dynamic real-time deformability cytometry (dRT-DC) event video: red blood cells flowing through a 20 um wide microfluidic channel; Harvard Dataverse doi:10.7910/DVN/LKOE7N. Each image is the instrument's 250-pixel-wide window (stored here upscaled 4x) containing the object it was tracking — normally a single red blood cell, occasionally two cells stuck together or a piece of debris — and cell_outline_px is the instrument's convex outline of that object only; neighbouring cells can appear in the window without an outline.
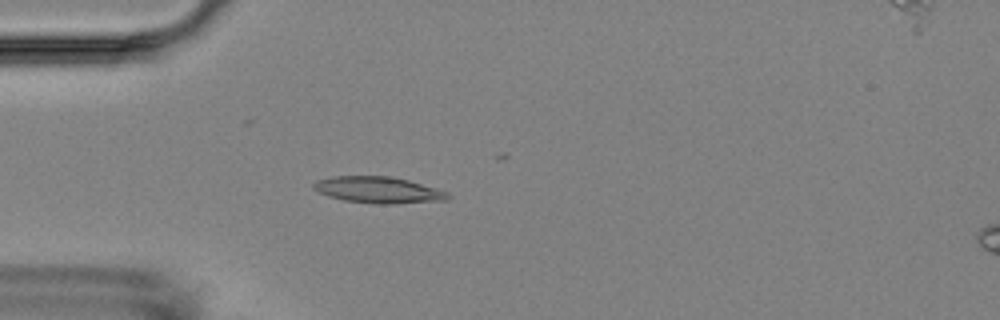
{"species": "Egyptian fruit bat (a non-hibernating species)", "species_latin": "Rousettus aegyptiacus", "temperature_condition": "room temperature", "stored_images_in_passage": 4, "camera_frame_rate_fps": 3000, "um_per_image_px": 0.085, "animal": {"sex": "female"}, "frame": {"image": 1, "passage_image": 3, "time_ms": 3.0, "image_size_px": [1000, 320], "cell_outline_px": [[452, 196], [448, 200], [396, 204], [376, 204], [344, 200], [328, 196], [312, 188], [312, 184], [316, 180], [332, 176], [392, 176], [408, 180], [436, 188], [448, 192]], "centroid_in_image_um": [32.18, 16.15], "position_along_channel_um": 52.8, "area_um2": 20.87}}